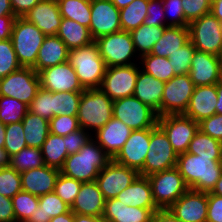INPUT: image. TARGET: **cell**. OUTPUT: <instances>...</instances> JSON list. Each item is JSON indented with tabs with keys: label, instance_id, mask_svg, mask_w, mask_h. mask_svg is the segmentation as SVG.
<instances>
[{
	"label": "cell",
	"instance_id": "f1b7e54d",
	"mask_svg": "<svg viewBox=\"0 0 222 222\" xmlns=\"http://www.w3.org/2000/svg\"><path fill=\"white\" fill-rule=\"evenodd\" d=\"M69 51L57 35L46 36L38 51L33 69L39 73L45 68L65 63L68 61Z\"/></svg>",
	"mask_w": 222,
	"mask_h": 222
},
{
	"label": "cell",
	"instance_id": "94428289",
	"mask_svg": "<svg viewBox=\"0 0 222 222\" xmlns=\"http://www.w3.org/2000/svg\"><path fill=\"white\" fill-rule=\"evenodd\" d=\"M15 19V15L0 16V40L11 38Z\"/></svg>",
	"mask_w": 222,
	"mask_h": 222
},
{
	"label": "cell",
	"instance_id": "bcb514c9",
	"mask_svg": "<svg viewBox=\"0 0 222 222\" xmlns=\"http://www.w3.org/2000/svg\"><path fill=\"white\" fill-rule=\"evenodd\" d=\"M195 50L194 45L189 40L174 54H170L168 59L170 60L175 75H183L190 72L191 60Z\"/></svg>",
	"mask_w": 222,
	"mask_h": 222
},
{
	"label": "cell",
	"instance_id": "d6986e66",
	"mask_svg": "<svg viewBox=\"0 0 222 222\" xmlns=\"http://www.w3.org/2000/svg\"><path fill=\"white\" fill-rule=\"evenodd\" d=\"M168 209L183 222H206L208 192L188 189Z\"/></svg>",
	"mask_w": 222,
	"mask_h": 222
},
{
	"label": "cell",
	"instance_id": "ab89813d",
	"mask_svg": "<svg viewBox=\"0 0 222 222\" xmlns=\"http://www.w3.org/2000/svg\"><path fill=\"white\" fill-rule=\"evenodd\" d=\"M9 165L21 173L26 170L40 168L45 163L41 149L26 147L9 158Z\"/></svg>",
	"mask_w": 222,
	"mask_h": 222
},
{
	"label": "cell",
	"instance_id": "6f0895ef",
	"mask_svg": "<svg viewBox=\"0 0 222 222\" xmlns=\"http://www.w3.org/2000/svg\"><path fill=\"white\" fill-rule=\"evenodd\" d=\"M206 222H222V196L208 192Z\"/></svg>",
	"mask_w": 222,
	"mask_h": 222
},
{
	"label": "cell",
	"instance_id": "f35d334b",
	"mask_svg": "<svg viewBox=\"0 0 222 222\" xmlns=\"http://www.w3.org/2000/svg\"><path fill=\"white\" fill-rule=\"evenodd\" d=\"M142 62V70L148 74H151L155 78L168 82L174 76V71L172 69V65L170 64V60L166 57H160L152 54H145L140 57Z\"/></svg>",
	"mask_w": 222,
	"mask_h": 222
},
{
	"label": "cell",
	"instance_id": "ba28073f",
	"mask_svg": "<svg viewBox=\"0 0 222 222\" xmlns=\"http://www.w3.org/2000/svg\"><path fill=\"white\" fill-rule=\"evenodd\" d=\"M152 196L159 209L169 208L189 187L177 167L148 176Z\"/></svg>",
	"mask_w": 222,
	"mask_h": 222
},
{
	"label": "cell",
	"instance_id": "816d5d0a",
	"mask_svg": "<svg viewBox=\"0 0 222 222\" xmlns=\"http://www.w3.org/2000/svg\"><path fill=\"white\" fill-rule=\"evenodd\" d=\"M188 23L202 17L211 11V0H181Z\"/></svg>",
	"mask_w": 222,
	"mask_h": 222
},
{
	"label": "cell",
	"instance_id": "f546056e",
	"mask_svg": "<svg viewBox=\"0 0 222 222\" xmlns=\"http://www.w3.org/2000/svg\"><path fill=\"white\" fill-rule=\"evenodd\" d=\"M189 40L188 27L167 26L150 54L168 58Z\"/></svg>",
	"mask_w": 222,
	"mask_h": 222
},
{
	"label": "cell",
	"instance_id": "db71d44e",
	"mask_svg": "<svg viewBox=\"0 0 222 222\" xmlns=\"http://www.w3.org/2000/svg\"><path fill=\"white\" fill-rule=\"evenodd\" d=\"M89 133L90 132H87L83 128H79L65 136V144L68 155L79 152V150L92 139L93 136Z\"/></svg>",
	"mask_w": 222,
	"mask_h": 222
},
{
	"label": "cell",
	"instance_id": "f6af8a7d",
	"mask_svg": "<svg viewBox=\"0 0 222 222\" xmlns=\"http://www.w3.org/2000/svg\"><path fill=\"white\" fill-rule=\"evenodd\" d=\"M22 191L21 174L10 165L0 168V194L12 198Z\"/></svg>",
	"mask_w": 222,
	"mask_h": 222
},
{
	"label": "cell",
	"instance_id": "2644e50d",
	"mask_svg": "<svg viewBox=\"0 0 222 222\" xmlns=\"http://www.w3.org/2000/svg\"><path fill=\"white\" fill-rule=\"evenodd\" d=\"M212 194L222 196V174L218 181L216 182L215 187L211 191Z\"/></svg>",
	"mask_w": 222,
	"mask_h": 222
},
{
	"label": "cell",
	"instance_id": "11a10c76",
	"mask_svg": "<svg viewBox=\"0 0 222 222\" xmlns=\"http://www.w3.org/2000/svg\"><path fill=\"white\" fill-rule=\"evenodd\" d=\"M164 13L162 0H149L147 17L144 19L143 24L149 26H167V23L164 21L166 20Z\"/></svg>",
	"mask_w": 222,
	"mask_h": 222
},
{
	"label": "cell",
	"instance_id": "44dd1931",
	"mask_svg": "<svg viewBox=\"0 0 222 222\" xmlns=\"http://www.w3.org/2000/svg\"><path fill=\"white\" fill-rule=\"evenodd\" d=\"M121 120L112 117L102 128L95 132L94 140L113 159L132 133Z\"/></svg>",
	"mask_w": 222,
	"mask_h": 222
},
{
	"label": "cell",
	"instance_id": "603a6c76",
	"mask_svg": "<svg viewBox=\"0 0 222 222\" xmlns=\"http://www.w3.org/2000/svg\"><path fill=\"white\" fill-rule=\"evenodd\" d=\"M217 84L196 86L184 115L201 122L216 114Z\"/></svg>",
	"mask_w": 222,
	"mask_h": 222
},
{
	"label": "cell",
	"instance_id": "e0dca14e",
	"mask_svg": "<svg viewBox=\"0 0 222 222\" xmlns=\"http://www.w3.org/2000/svg\"><path fill=\"white\" fill-rule=\"evenodd\" d=\"M41 88L51 92H82L85 89L79 82L73 67L68 63L51 66L39 73Z\"/></svg>",
	"mask_w": 222,
	"mask_h": 222
},
{
	"label": "cell",
	"instance_id": "9f6ffc18",
	"mask_svg": "<svg viewBox=\"0 0 222 222\" xmlns=\"http://www.w3.org/2000/svg\"><path fill=\"white\" fill-rule=\"evenodd\" d=\"M199 130L222 142V115L216 113L209 118L203 119L199 122Z\"/></svg>",
	"mask_w": 222,
	"mask_h": 222
},
{
	"label": "cell",
	"instance_id": "8fae6325",
	"mask_svg": "<svg viewBox=\"0 0 222 222\" xmlns=\"http://www.w3.org/2000/svg\"><path fill=\"white\" fill-rule=\"evenodd\" d=\"M40 88L39 74L30 67H21L0 79V96L15 98L28 107Z\"/></svg>",
	"mask_w": 222,
	"mask_h": 222
},
{
	"label": "cell",
	"instance_id": "89a4df30",
	"mask_svg": "<svg viewBox=\"0 0 222 222\" xmlns=\"http://www.w3.org/2000/svg\"><path fill=\"white\" fill-rule=\"evenodd\" d=\"M9 165V157L4 148H0V168Z\"/></svg>",
	"mask_w": 222,
	"mask_h": 222
},
{
	"label": "cell",
	"instance_id": "d6a6232c",
	"mask_svg": "<svg viewBox=\"0 0 222 222\" xmlns=\"http://www.w3.org/2000/svg\"><path fill=\"white\" fill-rule=\"evenodd\" d=\"M22 124L27 147L41 149L50 133L49 121L28 110L22 120Z\"/></svg>",
	"mask_w": 222,
	"mask_h": 222
},
{
	"label": "cell",
	"instance_id": "4316f807",
	"mask_svg": "<svg viewBox=\"0 0 222 222\" xmlns=\"http://www.w3.org/2000/svg\"><path fill=\"white\" fill-rule=\"evenodd\" d=\"M115 198L126 206L132 205L134 207L148 208L153 213L159 209L153 200L152 188L148 177L141 175Z\"/></svg>",
	"mask_w": 222,
	"mask_h": 222
},
{
	"label": "cell",
	"instance_id": "753ad0ef",
	"mask_svg": "<svg viewBox=\"0 0 222 222\" xmlns=\"http://www.w3.org/2000/svg\"><path fill=\"white\" fill-rule=\"evenodd\" d=\"M5 144V125L0 120V148H4Z\"/></svg>",
	"mask_w": 222,
	"mask_h": 222
},
{
	"label": "cell",
	"instance_id": "8c879c8a",
	"mask_svg": "<svg viewBox=\"0 0 222 222\" xmlns=\"http://www.w3.org/2000/svg\"><path fill=\"white\" fill-rule=\"evenodd\" d=\"M119 10L129 5L134 0H110Z\"/></svg>",
	"mask_w": 222,
	"mask_h": 222
},
{
	"label": "cell",
	"instance_id": "03108f58",
	"mask_svg": "<svg viewBox=\"0 0 222 222\" xmlns=\"http://www.w3.org/2000/svg\"><path fill=\"white\" fill-rule=\"evenodd\" d=\"M14 15L10 0H0V16Z\"/></svg>",
	"mask_w": 222,
	"mask_h": 222
},
{
	"label": "cell",
	"instance_id": "7c38bea8",
	"mask_svg": "<svg viewBox=\"0 0 222 222\" xmlns=\"http://www.w3.org/2000/svg\"><path fill=\"white\" fill-rule=\"evenodd\" d=\"M195 84L189 73L176 75L165 82L161 100L160 116L169 114H184L194 92Z\"/></svg>",
	"mask_w": 222,
	"mask_h": 222
},
{
	"label": "cell",
	"instance_id": "836d02e7",
	"mask_svg": "<svg viewBox=\"0 0 222 222\" xmlns=\"http://www.w3.org/2000/svg\"><path fill=\"white\" fill-rule=\"evenodd\" d=\"M166 27L141 24L138 28L130 31L136 54L139 53L137 58L152 51L154 44L162 37Z\"/></svg>",
	"mask_w": 222,
	"mask_h": 222
},
{
	"label": "cell",
	"instance_id": "74e56055",
	"mask_svg": "<svg viewBox=\"0 0 222 222\" xmlns=\"http://www.w3.org/2000/svg\"><path fill=\"white\" fill-rule=\"evenodd\" d=\"M187 152L204 157H222V142L198 130L189 143Z\"/></svg>",
	"mask_w": 222,
	"mask_h": 222
},
{
	"label": "cell",
	"instance_id": "91938a15",
	"mask_svg": "<svg viewBox=\"0 0 222 222\" xmlns=\"http://www.w3.org/2000/svg\"><path fill=\"white\" fill-rule=\"evenodd\" d=\"M14 15L23 17L29 12L40 0H10Z\"/></svg>",
	"mask_w": 222,
	"mask_h": 222
},
{
	"label": "cell",
	"instance_id": "52a82bcc",
	"mask_svg": "<svg viewBox=\"0 0 222 222\" xmlns=\"http://www.w3.org/2000/svg\"><path fill=\"white\" fill-rule=\"evenodd\" d=\"M189 39L195 49L217 56L222 54V23L211 13L189 23Z\"/></svg>",
	"mask_w": 222,
	"mask_h": 222
},
{
	"label": "cell",
	"instance_id": "6125c7cd",
	"mask_svg": "<svg viewBox=\"0 0 222 222\" xmlns=\"http://www.w3.org/2000/svg\"><path fill=\"white\" fill-rule=\"evenodd\" d=\"M152 222H183L179 220L168 208L158 209L154 212Z\"/></svg>",
	"mask_w": 222,
	"mask_h": 222
},
{
	"label": "cell",
	"instance_id": "7bdbcfd3",
	"mask_svg": "<svg viewBox=\"0 0 222 222\" xmlns=\"http://www.w3.org/2000/svg\"><path fill=\"white\" fill-rule=\"evenodd\" d=\"M82 92H53L54 117L77 116Z\"/></svg>",
	"mask_w": 222,
	"mask_h": 222
},
{
	"label": "cell",
	"instance_id": "277c9868",
	"mask_svg": "<svg viewBox=\"0 0 222 222\" xmlns=\"http://www.w3.org/2000/svg\"><path fill=\"white\" fill-rule=\"evenodd\" d=\"M113 117V100L101 88L82 91L78 108V122L84 130L102 128Z\"/></svg>",
	"mask_w": 222,
	"mask_h": 222
},
{
	"label": "cell",
	"instance_id": "30bf717a",
	"mask_svg": "<svg viewBox=\"0 0 222 222\" xmlns=\"http://www.w3.org/2000/svg\"><path fill=\"white\" fill-rule=\"evenodd\" d=\"M113 117L132 130L153 128L158 124V114L134 96L113 101Z\"/></svg>",
	"mask_w": 222,
	"mask_h": 222
},
{
	"label": "cell",
	"instance_id": "f5cc1de1",
	"mask_svg": "<svg viewBox=\"0 0 222 222\" xmlns=\"http://www.w3.org/2000/svg\"><path fill=\"white\" fill-rule=\"evenodd\" d=\"M165 17L170 14L171 20L167 26L188 27L189 23L185 19L181 0H162ZM168 12V13H167Z\"/></svg>",
	"mask_w": 222,
	"mask_h": 222
},
{
	"label": "cell",
	"instance_id": "4fadbf2b",
	"mask_svg": "<svg viewBox=\"0 0 222 222\" xmlns=\"http://www.w3.org/2000/svg\"><path fill=\"white\" fill-rule=\"evenodd\" d=\"M158 125L164 130L178 155L187 152L189 143L199 130V123L184 114L159 116Z\"/></svg>",
	"mask_w": 222,
	"mask_h": 222
},
{
	"label": "cell",
	"instance_id": "ac0fdd59",
	"mask_svg": "<svg viewBox=\"0 0 222 222\" xmlns=\"http://www.w3.org/2000/svg\"><path fill=\"white\" fill-rule=\"evenodd\" d=\"M149 142L150 128L133 130L124 146L112 160L139 172L144 167Z\"/></svg>",
	"mask_w": 222,
	"mask_h": 222
},
{
	"label": "cell",
	"instance_id": "9c48e42d",
	"mask_svg": "<svg viewBox=\"0 0 222 222\" xmlns=\"http://www.w3.org/2000/svg\"><path fill=\"white\" fill-rule=\"evenodd\" d=\"M94 41L106 67L134 64L131 60L136 50L130 32L121 30L101 36Z\"/></svg>",
	"mask_w": 222,
	"mask_h": 222
},
{
	"label": "cell",
	"instance_id": "9a60e30c",
	"mask_svg": "<svg viewBox=\"0 0 222 222\" xmlns=\"http://www.w3.org/2000/svg\"><path fill=\"white\" fill-rule=\"evenodd\" d=\"M135 169L122 166L111 160L98 174L96 182L105 200L115 198L126 189L138 176Z\"/></svg>",
	"mask_w": 222,
	"mask_h": 222
},
{
	"label": "cell",
	"instance_id": "60d3db41",
	"mask_svg": "<svg viewBox=\"0 0 222 222\" xmlns=\"http://www.w3.org/2000/svg\"><path fill=\"white\" fill-rule=\"evenodd\" d=\"M16 222H27L39 206V196L20 191L12 197Z\"/></svg>",
	"mask_w": 222,
	"mask_h": 222
},
{
	"label": "cell",
	"instance_id": "c3c4849f",
	"mask_svg": "<svg viewBox=\"0 0 222 222\" xmlns=\"http://www.w3.org/2000/svg\"><path fill=\"white\" fill-rule=\"evenodd\" d=\"M21 67L11 39L0 40V79Z\"/></svg>",
	"mask_w": 222,
	"mask_h": 222
},
{
	"label": "cell",
	"instance_id": "5b68a950",
	"mask_svg": "<svg viewBox=\"0 0 222 222\" xmlns=\"http://www.w3.org/2000/svg\"><path fill=\"white\" fill-rule=\"evenodd\" d=\"M46 35L24 17H16L11 41L22 67L33 68Z\"/></svg>",
	"mask_w": 222,
	"mask_h": 222
},
{
	"label": "cell",
	"instance_id": "e575fe53",
	"mask_svg": "<svg viewBox=\"0 0 222 222\" xmlns=\"http://www.w3.org/2000/svg\"><path fill=\"white\" fill-rule=\"evenodd\" d=\"M41 151L45 165L60 170L68 157L65 136L49 133L41 147Z\"/></svg>",
	"mask_w": 222,
	"mask_h": 222
},
{
	"label": "cell",
	"instance_id": "a7ac6f4b",
	"mask_svg": "<svg viewBox=\"0 0 222 222\" xmlns=\"http://www.w3.org/2000/svg\"><path fill=\"white\" fill-rule=\"evenodd\" d=\"M216 113L222 115V84H217V104L215 106Z\"/></svg>",
	"mask_w": 222,
	"mask_h": 222
},
{
	"label": "cell",
	"instance_id": "7dc6e473",
	"mask_svg": "<svg viewBox=\"0 0 222 222\" xmlns=\"http://www.w3.org/2000/svg\"><path fill=\"white\" fill-rule=\"evenodd\" d=\"M28 110L50 121L54 117L53 92L40 88Z\"/></svg>",
	"mask_w": 222,
	"mask_h": 222
},
{
	"label": "cell",
	"instance_id": "be15d7a7",
	"mask_svg": "<svg viewBox=\"0 0 222 222\" xmlns=\"http://www.w3.org/2000/svg\"><path fill=\"white\" fill-rule=\"evenodd\" d=\"M210 13L218 18L222 23V0H212L211 1V11Z\"/></svg>",
	"mask_w": 222,
	"mask_h": 222
},
{
	"label": "cell",
	"instance_id": "1f68e13d",
	"mask_svg": "<svg viewBox=\"0 0 222 222\" xmlns=\"http://www.w3.org/2000/svg\"><path fill=\"white\" fill-rule=\"evenodd\" d=\"M71 207L55 192L39 196V206L27 222H50L51 218L70 212Z\"/></svg>",
	"mask_w": 222,
	"mask_h": 222
},
{
	"label": "cell",
	"instance_id": "484cf974",
	"mask_svg": "<svg viewBox=\"0 0 222 222\" xmlns=\"http://www.w3.org/2000/svg\"><path fill=\"white\" fill-rule=\"evenodd\" d=\"M153 212L148 208L126 206L120 200H105L102 218L106 222H152Z\"/></svg>",
	"mask_w": 222,
	"mask_h": 222
},
{
	"label": "cell",
	"instance_id": "8992f818",
	"mask_svg": "<svg viewBox=\"0 0 222 222\" xmlns=\"http://www.w3.org/2000/svg\"><path fill=\"white\" fill-rule=\"evenodd\" d=\"M144 167L139 174L148 177L152 174L176 167L178 154L174 151L166 133L157 124L150 128V142Z\"/></svg>",
	"mask_w": 222,
	"mask_h": 222
},
{
	"label": "cell",
	"instance_id": "ee69618b",
	"mask_svg": "<svg viewBox=\"0 0 222 222\" xmlns=\"http://www.w3.org/2000/svg\"><path fill=\"white\" fill-rule=\"evenodd\" d=\"M23 131L22 121L5 125L4 149L9 158L27 147Z\"/></svg>",
	"mask_w": 222,
	"mask_h": 222
},
{
	"label": "cell",
	"instance_id": "681fc988",
	"mask_svg": "<svg viewBox=\"0 0 222 222\" xmlns=\"http://www.w3.org/2000/svg\"><path fill=\"white\" fill-rule=\"evenodd\" d=\"M81 185L82 182L60 173L55 183L54 192L71 207L79 193Z\"/></svg>",
	"mask_w": 222,
	"mask_h": 222
},
{
	"label": "cell",
	"instance_id": "7a4b0ae2",
	"mask_svg": "<svg viewBox=\"0 0 222 222\" xmlns=\"http://www.w3.org/2000/svg\"><path fill=\"white\" fill-rule=\"evenodd\" d=\"M111 160L112 158L92 138L79 152L68 155L60 173L82 183L93 182Z\"/></svg>",
	"mask_w": 222,
	"mask_h": 222
},
{
	"label": "cell",
	"instance_id": "6da1fadb",
	"mask_svg": "<svg viewBox=\"0 0 222 222\" xmlns=\"http://www.w3.org/2000/svg\"><path fill=\"white\" fill-rule=\"evenodd\" d=\"M176 167L189 189L211 192L222 174V157L185 152L178 155Z\"/></svg>",
	"mask_w": 222,
	"mask_h": 222
},
{
	"label": "cell",
	"instance_id": "003e7915",
	"mask_svg": "<svg viewBox=\"0 0 222 222\" xmlns=\"http://www.w3.org/2000/svg\"><path fill=\"white\" fill-rule=\"evenodd\" d=\"M50 222H74V213L72 211L51 218Z\"/></svg>",
	"mask_w": 222,
	"mask_h": 222
},
{
	"label": "cell",
	"instance_id": "5bb4252c",
	"mask_svg": "<svg viewBox=\"0 0 222 222\" xmlns=\"http://www.w3.org/2000/svg\"><path fill=\"white\" fill-rule=\"evenodd\" d=\"M136 64L106 67L100 88L111 100L133 96L140 69Z\"/></svg>",
	"mask_w": 222,
	"mask_h": 222
},
{
	"label": "cell",
	"instance_id": "d4e9b609",
	"mask_svg": "<svg viewBox=\"0 0 222 222\" xmlns=\"http://www.w3.org/2000/svg\"><path fill=\"white\" fill-rule=\"evenodd\" d=\"M105 199L96 181L82 183L71 206L74 214L102 217Z\"/></svg>",
	"mask_w": 222,
	"mask_h": 222
},
{
	"label": "cell",
	"instance_id": "e7e4bbea",
	"mask_svg": "<svg viewBox=\"0 0 222 222\" xmlns=\"http://www.w3.org/2000/svg\"><path fill=\"white\" fill-rule=\"evenodd\" d=\"M74 222H106L102 217L74 214Z\"/></svg>",
	"mask_w": 222,
	"mask_h": 222
},
{
	"label": "cell",
	"instance_id": "f907efd6",
	"mask_svg": "<svg viewBox=\"0 0 222 222\" xmlns=\"http://www.w3.org/2000/svg\"><path fill=\"white\" fill-rule=\"evenodd\" d=\"M50 133L66 136L80 128L77 116L59 115L49 121Z\"/></svg>",
	"mask_w": 222,
	"mask_h": 222
},
{
	"label": "cell",
	"instance_id": "2e32d148",
	"mask_svg": "<svg viewBox=\"0 0 222 222\" xmlns=\"http://www.w3.org/2000/svg\"><path fill=\"white\" fill-rule=\"evenodd\" d=\"M89 30L94 40L121 31L120 10L110 0H91Z\"/></svg>",
	"mask_w": 222,
	"mask_h": 222
},
{
	"label": "cell",
	"instance_id": "b9f144b4",
	"mask_svg": "<svg viewBox=\"0 0 222 222\" xmlns=\"http://www.w3.org/2000/svg\"><path fill=\"white\" fill-rule=\"evenodd\" d=\"M28 111V106L12 97L0 96V120L4 125L21 122Z\"/></svg>",
	"mask_w": 222,
	"mask_h": 222
},
{
	"label": "cell",
	"instance_id": "3957f363",
	"mask_svg": "<svg viewBox=\"0 0 222 222\" xmlns=\"http://www.w3.org/2000/svg\"><path fill=\"white\" fill-rule=\"evenodd\" d=\"M84 89L100 88L106 71L95 41L69 51L68 61Z\"/></svg>",
	"mask_w": 222,
	"mask_h": 222
},
{
	"label": "cell",
	"instance_id": "d590c367",
	"mask_svg": "<svg viewBox=\"0 0 222 222\" xmlns=\"http://www.w3.org/2000/svg\"><path fill=\"white\" fill-rule=\"evenodd\" d=\"M57 3L63 18L74 20L89 28L91 23V0H60Z\"/></svg>",
	"mask_w": 222,
	"mask_h": 222
},
{
	"label": "cell",
	"instance_id": "4dcf8cb0",
	"mask_svg": "<svg viewBox=\"0 0 222 222\" xmlns=\"http://www.w3.org/2000/svg\"><path fill=\"white\" fill-rule=\"evenodd\" d=\"M57 36L65 43L69 50L94 42L88 27L66 18H62Z\"/></svg>",
	"mask_w": 222,
	"mask_h": 222
},
{
	"label": "cell",
	"instance_id": "ffe728a7",
	"mask_svg": "<svg viewBox=\"0 0 222 222\" xmlns=\"http://www.w3.org/2000/svg\"><path fill=\"white\" fill-rule=\"evenodd\" d=\"M189 75L195 86L219 84L222 79V60L217 55L195 50Z\"/></svg>",
	"mask_w": 222,
	"mask_h": 222
},
{
	"label": "cell",
	"instance_id": "cb8c5ba5",
	"mask_svg": "<svg viewBox=\"0 0 222 222\" xmlns=\"http://www.w3.org/2000/svg\"><path fill=\"white\" fill-rule=\"evenodd\" d=\"M23 17L38 27L46 36L57 35L63 18L59 12L58 3L50 0H40Z\"/></svg>",
	"mask_w": 222,
	"mask_h": 222
},
{
	"label": "cell",
	"instance_id": "680465c9",
	"mask_svg": "<svg viewBox=\"0 0 222 222\" xmlns=\"http://www.w3.org/2000/svg\"><path fill=\"white\" fill-rule=\"evenodd\" d=\"M0 222H16L12 198L0 194Z\"/></svg>",
	"mask_w": 222,
	"mask_h": 222
},
{
	"label": "cell",
	"instance_id": "7402d4cb",
	"mask_svg": "<svg viewBox=\"0 0 222 222\" xmlns=\"http://www.w3.org/2000/svg\"><path fill=\"white\" fill-rule=\"evenodd\" d=\"M20 174L22 191L41 196L54 192L60 170L44 165L40 168L26 170Z\"/></svg>",
	"mask_w": 222,
	"mask_h": 222
},
{
	"label": "cell",
	"instance_id": "83f0119b",
	"mask_svg": "<svg viewBox=\"0 0 222 222\" xmlns=\"http://www.w3.org/2000/svg\"><path fill=\"white\" fill-rule=\"evenodd\" d=\"M165 82L145 71L139 70L133 96L155 110L160 116L161 100Z\"/></svg>",
	"mask_w": 222,
	"mask_h": 222
},
{
	"label": "cell",
	"instance_id": "8d00e7d4",
	"mask_svg": "<svg viewBox=\"0 0 222 222\" xmlns=\"http://www.w3.org/2000/svg\"><path fill=\"white\" fill-rule=\"evenodd\" d=\"M149 0H134L120 9V24L123 31H132L143 24L147 17Z\"/></svg>",
	"mask_w": 222,
	"mask_h": 222
}]
</instances>
